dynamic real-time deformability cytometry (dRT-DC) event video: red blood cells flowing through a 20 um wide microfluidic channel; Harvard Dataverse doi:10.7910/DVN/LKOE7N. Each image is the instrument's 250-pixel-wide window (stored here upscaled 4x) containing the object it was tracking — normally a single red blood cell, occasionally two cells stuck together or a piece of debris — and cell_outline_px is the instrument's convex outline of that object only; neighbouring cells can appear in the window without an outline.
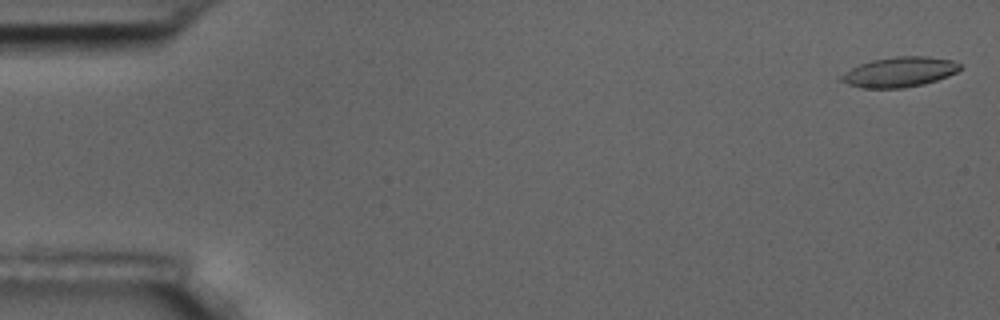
{"species": "common noctule bat (a hibernating species)", "species_latin": "Nyctalus noctula", "temperature_condition": "room temperature", "stored_images_in_passage": 21, "camera_frame_rate_fps": 3000, "um_per_image_px": 0.085, "animal": {"sex": "male", "body_mass_g": 17.5, "forearm_length_mm": 52.3}, "frame": {"image": 1, "passage_image": 2, "time_ms": 0.333, "image_size_px": [1000, 320], "cell_outline_px": [[960, 68], [956, 72], [948, 76], [924, 84], [904, 88], [864, 88], [848, 84], [840, 80], [836, 76], [860, 64], [872, 60], [896, 56], [928, 56], [952, 60], [960, 64]], "centroid_in_image_um": [76.42, 6.12], "position_along_channel_um": 8.6, "area_um2": 20.81}}
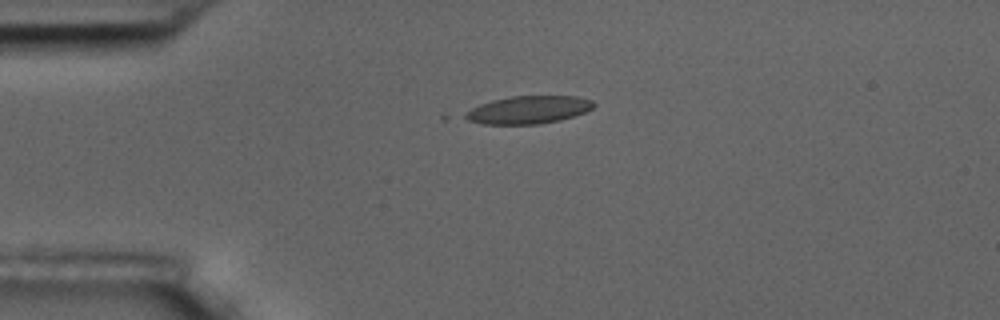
{"frame": {"image": 2, "passage_image": 14, "time_ms": 4.333, "image_size_px": [1000, 320], "cell_outline_px": [[596, 104], [592, 108], [584, 112], [560, 120], [540, 124], [484, 124], [468, 120], [460, 116], [464, 112], [480, 104], [492, 100], [512, 96], [576, 96], [592, 100]], "centroid_in_image_um": [44.88, 9.33], "position_along_channel_um": 40.1, "area_um2": 20.81}}